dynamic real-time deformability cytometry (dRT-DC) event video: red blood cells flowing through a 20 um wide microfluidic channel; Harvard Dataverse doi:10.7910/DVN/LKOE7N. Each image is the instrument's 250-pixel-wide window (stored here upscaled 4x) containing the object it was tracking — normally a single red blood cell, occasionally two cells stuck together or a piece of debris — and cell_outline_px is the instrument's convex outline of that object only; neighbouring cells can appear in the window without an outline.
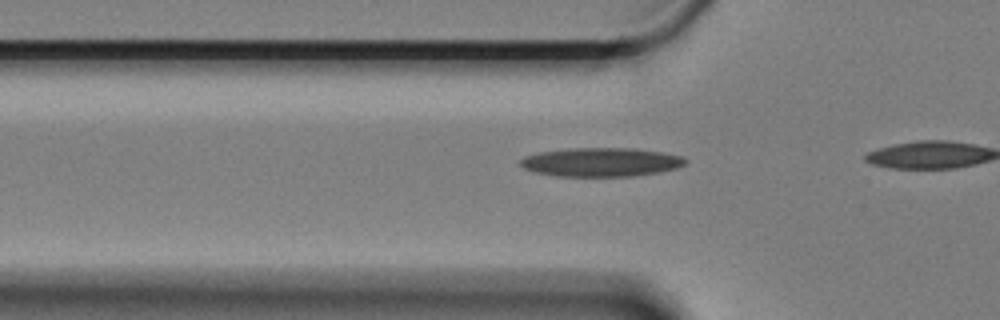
{"species": "Egyptian fruit bat (a non-hibernating species)", "species_latin": "Rousettus aegyptiacus", "temperature_condition": "cold", "stored_images_in_passage": 5, "camera_frame_rate_fps": 3000, "um_per_image_px": 0.085, "animal": {"sex": "female"}, "frame": {"image": 1, "passage_image": 2, "time_ms": 0.333, "image_size_px": [1000, 320], "cell_outline_px": [[688, 160], [684, 164], [676, 168], [660, 172], [632, 176], [556, 176], [536, 172], [524, 168], [520, 164], [520, 160], [524, 156], [540, 152], [572, 148], [636, 148], [684, 156]], "centroid_in_image_um": [51.11, 13.78], "position_along_channel_um": 74.7, "area_um2": 27.69}}